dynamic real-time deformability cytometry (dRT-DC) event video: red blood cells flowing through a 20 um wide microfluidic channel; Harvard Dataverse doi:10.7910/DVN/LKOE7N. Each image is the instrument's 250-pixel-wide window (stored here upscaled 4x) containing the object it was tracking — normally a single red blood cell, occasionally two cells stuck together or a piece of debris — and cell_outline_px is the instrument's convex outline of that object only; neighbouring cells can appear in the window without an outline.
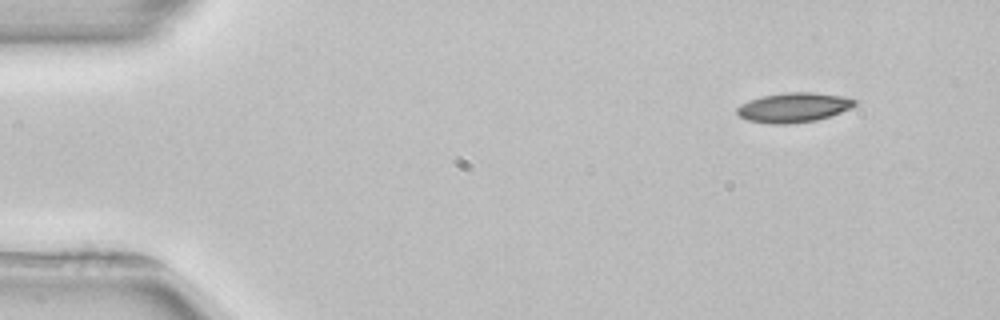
{"species": "common noctule bat (a hibernating species)", "species_latin": "Nyctalus noctula", "temperature_condition": "room temperature", "stored_images_in_passage": 3, "camera_frame_rate_fps": 3000, "um_per_image_px": 0.085, "animal": {"sex": "female", "body_mass_g": 22.7, "forearm_length_mm": 54.2}, "frame": {"image": 1, "passage_image": 1, "time_ms": 0.0, "image_size_px": [1000, 320], "cell_outline_px": [[856, 104], [852, 108], [816, 120], [788, 124], [768, 124], [748, 120], [740, 116], [736, 112], [736, 108], [740, 104], [748, 100], [760, 96], [788, 92], [812, 92], [840, 96], [856, 100]], "centroid_in_image_um": [67.41, 9.13], "position_along_channel_um": 17.6, "area_um2": 20.29}}
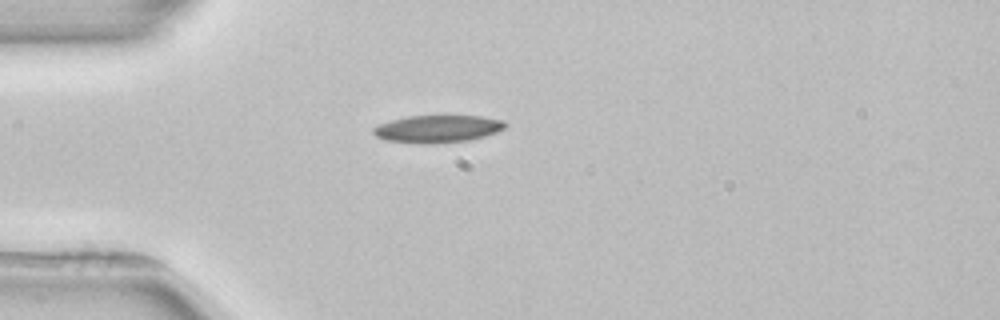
{"frame": {"image": 2, "passage_image": 3, "time_ms": 3.0, "image_size_px": [1000, 320], "cell_outline_px": [[508, 124], [504, 128], [496, 132], [484, 136], [468, 140], [384, 140], [376, 136], [372, 132], [372, 128], [380, 124], [392, 120], [408, 116], [480, 116], [504, 120]], "centroid_in_image_um": [37.25, 10.88], "position_along_channel_um": 47.7, "area_um2": 19.71}}